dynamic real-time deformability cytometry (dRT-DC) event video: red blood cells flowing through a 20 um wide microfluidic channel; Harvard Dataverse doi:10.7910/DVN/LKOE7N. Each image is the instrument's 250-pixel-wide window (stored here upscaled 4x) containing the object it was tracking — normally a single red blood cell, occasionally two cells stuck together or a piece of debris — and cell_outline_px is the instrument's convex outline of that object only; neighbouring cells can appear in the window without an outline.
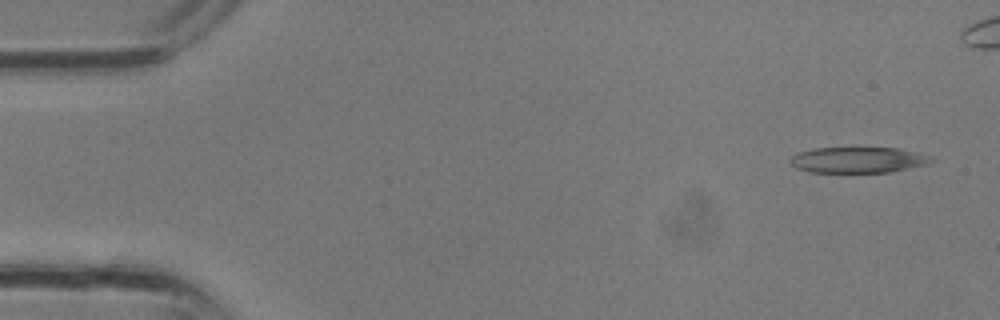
{"species": "common noctule bat (a hibernating species)", "species_latin": "Nyctalus noctula", "temperature_condition": "room temperature", "stored_images_in_passage": 11, "camera_frame_rate_fps": 3000, "um_per_image_px": 0.085, "animal": {"sex": "male", "body_mass_g": 13.3}, "frame": {"image": 1, "passage_image": 1, "time_ms": 0.0, "image_size_px": [1000, 320], "cell_outline_px": [[936, 160], [928, 164], [892, 172], [812, 172], [796, 168], [788, 160], [796, 152], [812, 148], [896, 148], [916, 152], [932, 156]], "centroid_in_image_um": [72.95, 13.59], "position_along_channel_um": 12.1, "area_um2": 21.39}}
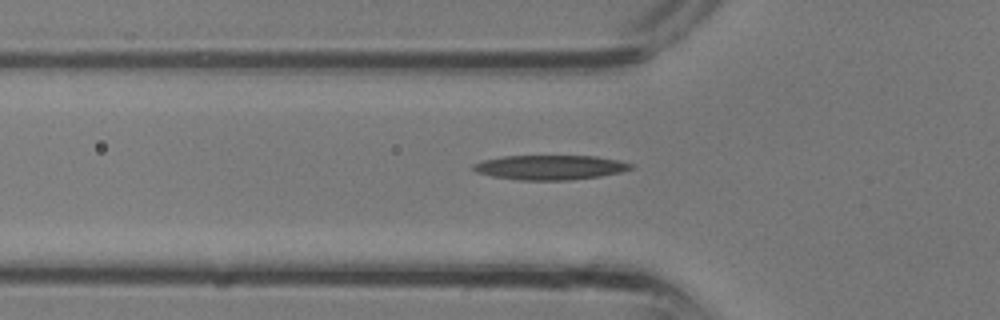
{"frame": {"image": 2, "passage_image": 10, "time_ms": 3.0, "image_size_px": [1000, 320], "cell_outline_px": [[636, 168], [620, 172], [600, 176], [568, 180], [520, 180], [492, 176], [476, 172], [472, 168], [472, 164], [480, 160], [504, 156], [596, 156], [620, 160], [632, 164]], "centroid_in_image_um": [46.76, 14.22], "position_along_channel_um": 79.0, "area_um2": 22.72}}